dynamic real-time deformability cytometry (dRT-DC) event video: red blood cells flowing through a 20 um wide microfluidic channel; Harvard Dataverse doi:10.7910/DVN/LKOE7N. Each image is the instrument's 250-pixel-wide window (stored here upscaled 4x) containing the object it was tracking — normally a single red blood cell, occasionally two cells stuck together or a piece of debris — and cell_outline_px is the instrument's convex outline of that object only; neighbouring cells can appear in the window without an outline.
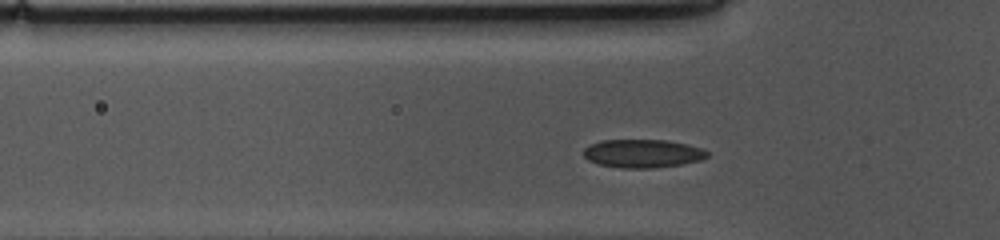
{"species": "common noctule bat (a hibernating species)", "species_latin": "Nyctalus noctula", "temperature_condition": "cold", "stored_images_in_passage": 19, "camera_frame_rate_fps": 3000, "um_per_image_px": 0.085, "animal": {"sex": "female", "body_mass_g": 10.0, "forearm_length_mm": 53.1}, "frame": {"image": 1, "passage_image": 9, "time_ms": 2.667, "image_size_px": [1000, 240], "cell_outline_px": [[708, 156], [700, 160], [680, 164], [652, 168], [620, 168], [600, 164], [588, 160], [584, 156], [584, 148], [600, 140], [668, 140], [688, 144], [700, 148], [708, 152]], "centroid_in_image_um": [54.62, 13.04], "position_along_channel_um": 71.2, "area_um2": 20.29}}
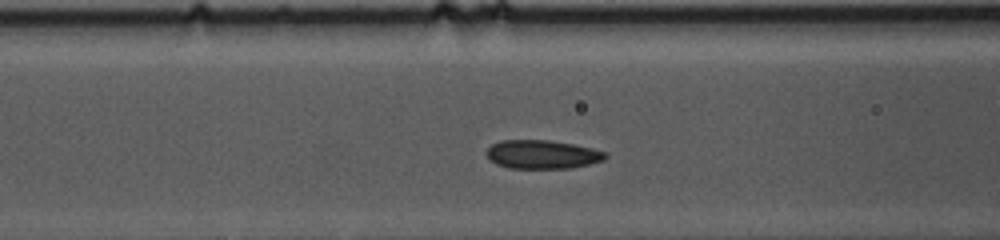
{"frame": {"image": 2, "passage_image": 13, "time_ms": 4.0, "image_size_px": [1000, 240], "cell_outline_px": [[608, 156], [604, 160], [572, 168], [508, 168], [496, 164], [488, 156], [488, 148], [492, 144], [500, 140], [548, 140], [572, 144], [592, 148], [608, 152]], "centroid_in_image_um": [46.13, 13.12], "position_along_channel_um": 120.5, "area_um2": 19.77}}
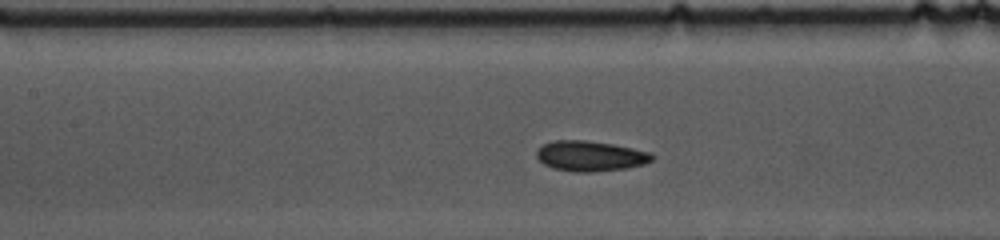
{"frame": {"image": 3, "passage_image": 16, "time_ms": 5.0, "image_size_px": [1000, 240], "cell_outline_px": [[652, 160], [644, 164], [628, 168], [592, 172], [576, 172], [552, 168], [544, 164], [536, 156], [536, 152], [544, 144], [552, 140], [584, 140], [612, 144], [652, 152]], "centroid_in_image_um": [50.18, 13.26], "position_along_channel_um": 157.2, "area_um2": 20.35}}